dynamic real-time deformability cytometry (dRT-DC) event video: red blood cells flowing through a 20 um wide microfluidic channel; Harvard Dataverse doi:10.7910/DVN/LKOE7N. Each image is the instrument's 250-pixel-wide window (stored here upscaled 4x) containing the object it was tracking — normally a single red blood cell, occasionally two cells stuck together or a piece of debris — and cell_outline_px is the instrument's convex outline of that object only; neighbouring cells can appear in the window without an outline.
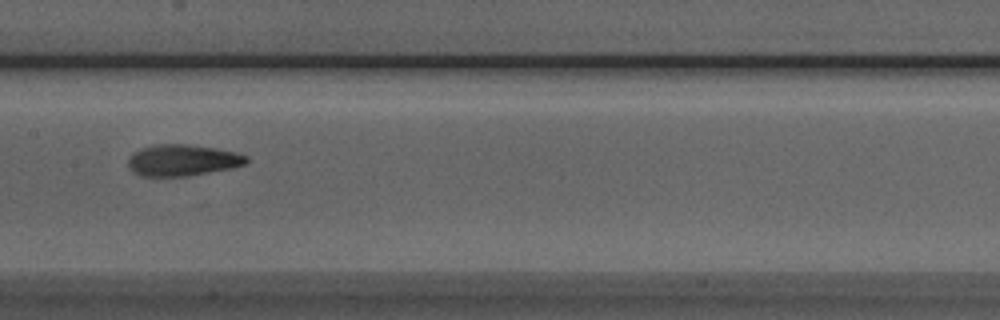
{"species": "Egyptian fruit bat (a non-hibernating species)", "species_latin": "Rousettus aegyptiacus", "temperature_condition": "room temperature", "stored_images_in_passage": 6, "camera_frame_rate_fps": 3000, "um_per_image_px": 0.085, "animal": {"sex": "male"}, "frame": {"image": 1, "passage_image": 6, "time_ms": 5.667, "image_size_px": [1000, 320], "cell_outline_px": [[248, 160], [244, 164], [232, 168], [188, 176], [140, 176], [132, 172], [128, 168], [128, 160], [140, 148], [156, 144], [184, 144], [212, 148], [236, 152], [248, 156]], "centroid_in_image_um": [15.5, 13.63], "position_along_channel_um": 191.9, "area_um2": 21.5}}